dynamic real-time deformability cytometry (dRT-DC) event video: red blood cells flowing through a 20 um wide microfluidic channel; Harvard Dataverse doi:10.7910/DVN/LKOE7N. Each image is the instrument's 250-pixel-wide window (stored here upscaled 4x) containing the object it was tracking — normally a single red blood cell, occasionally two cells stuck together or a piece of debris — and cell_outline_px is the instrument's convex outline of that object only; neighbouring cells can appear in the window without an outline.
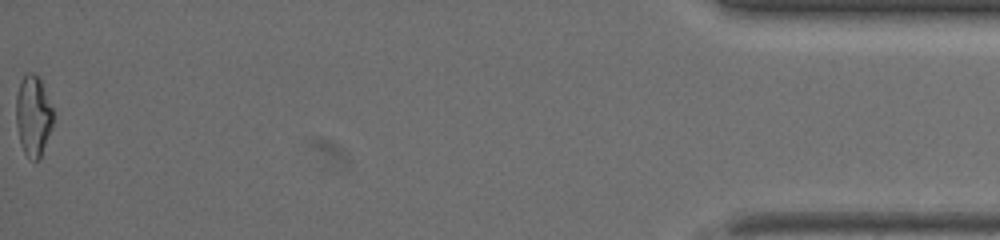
{"species": "common noctule bat (a hibernating species)", "species_latin": "Nyctalus noctula", "temperature_condition": "warm", "stored_images_in_passage": 50, "camera_frame_rate_fps": 3000, "um_per_image_px": 0.085, "animal": {"sex": "female", "body_mass_g": 19.5, "forearm_length_mm": 54.1}, "frame": {"image": 1, "passage_image": 50, "time_ms": 16.333, "image_size_px": [1000, 240], "cell_outline_px": [[52, 124], [40, 160], [32, 160], [24, 152], [20, 144], [16, 124], [16, 96], [20, 80], [28, 72], [32, 72], [40, 80], [52, 108]], "centroid_in_image_um": [2.79, 9.86], "position_along_channel_um": 432.4, "area_um2": 17.17}}